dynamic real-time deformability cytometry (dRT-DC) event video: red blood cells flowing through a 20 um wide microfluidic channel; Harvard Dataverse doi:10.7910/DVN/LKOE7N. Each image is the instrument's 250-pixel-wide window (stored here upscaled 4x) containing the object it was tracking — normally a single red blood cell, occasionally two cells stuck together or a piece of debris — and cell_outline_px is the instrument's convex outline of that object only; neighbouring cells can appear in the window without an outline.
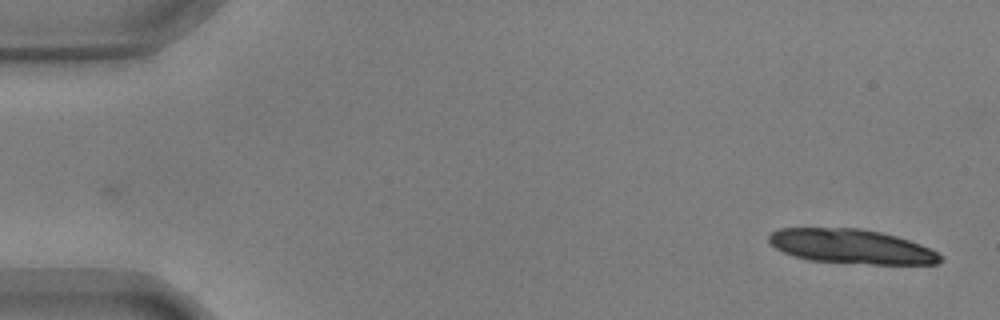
{"species": "common noctule bat (a hibernating species)", "species_latin": "Nyctalus noctula", "temperature_condition": "warm", "stored_images_in_passage": 14, "camera_frame_rate_fps": 3000, "um_per_image_px": 0.085, "animal": {"sex": "male", "body_mass_g": 17.9, "forearm_length_mm": 54.2}, "frame": {"image": 1, "passage_image": 1, "time_ms": 0.0, "image_size_px": [1000, 320], "cell_outline_px": [[944, 260], [936, 264], [872, 264], [808, 260], [792, 256], [776, 248], [768, 240], [768, 236], [772, 232], [780, 228], [860, 228], [880, 232], [896, 236], [920, 244], [944, 256]], "centroid_in_image_um": [72.37, 20.95], "position_along_channel_um": 12.6, "area_um2": 34.33}}